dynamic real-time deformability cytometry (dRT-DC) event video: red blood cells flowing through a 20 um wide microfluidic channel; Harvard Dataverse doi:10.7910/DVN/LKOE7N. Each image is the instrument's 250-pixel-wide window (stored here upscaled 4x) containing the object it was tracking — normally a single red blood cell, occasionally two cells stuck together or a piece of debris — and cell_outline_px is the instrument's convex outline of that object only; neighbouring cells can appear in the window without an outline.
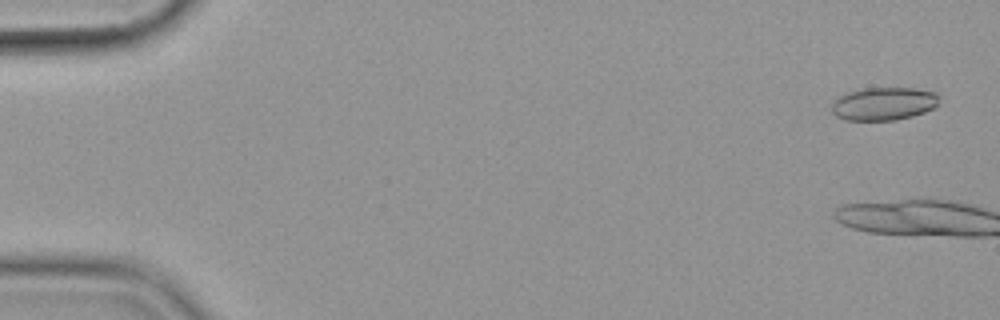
{"species": "common noctule bat (a hibernating species)", "species_latin": "Nyctalus noctula", "temperature_condition": "cold", "stored_images_in_passage": 15, "camera_frame_rate_fps": 3000, "um_per_image_px": 0.085, "animal": {"sex": "female", "body_mass_g": 19.9}, "frame": {"image": 1, "passage_image": 3, "time_ms": 0.667, "image_size_px": [1000, 320], "cell_outline_px": [[940, 104], [924, 112], [912, 116], [896, 120], [844, 120], [836, 116], [832, 112], [832, 100], [848, 92], [864, 88], [912, 88], [936, 92], [940, 96]], "centroid_in_image_um": [75.13, 8.82], "position_along_channel_um": 9.9, "area_um2": 20.87}}